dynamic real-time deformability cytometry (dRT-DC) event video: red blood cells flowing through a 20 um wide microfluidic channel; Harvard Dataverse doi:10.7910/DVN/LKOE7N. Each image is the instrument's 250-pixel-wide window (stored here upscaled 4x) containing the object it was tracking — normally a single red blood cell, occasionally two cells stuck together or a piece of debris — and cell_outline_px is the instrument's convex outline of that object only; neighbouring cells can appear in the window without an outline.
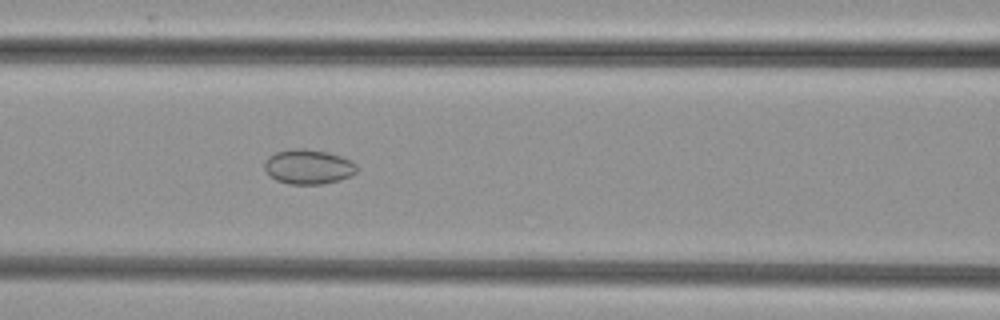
{"species": "common noctule bat (a hibernating species)", "species_latin": "Nyctalus noctula", "temperature_condition": "cold", "stored_images_in_passage": 53, "camera_frame_rate_fps": 3000, "um_per_image_px": 0.085, "animal": {"sex": "female", "body_mass_g": 29.2, "forearm_length_mm": 56.3}, "frame": {"image": 1, "passage_image": 23, "time_ms": 7.333, "image_size_px": [1000, 320], "cell_outline_px": [[356, 172], [352, 176], [340, 180], [320, 184], [288, 184], [276, 180], [264, 168], [264, 164], [268, 156], [276, 152], [296, 148], [300, 148], [328, 152], [352, 160], [356, 164]], "centroid_in_image_um": [26.23, 14.18], "position_along_channel_um": 140.4, "area_um2": 18.61}}
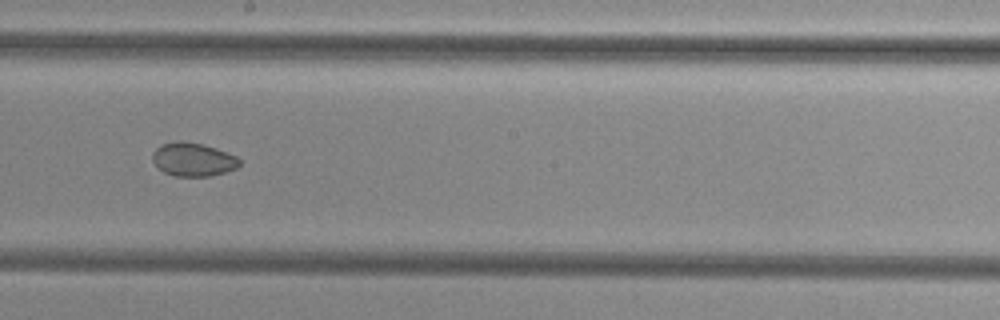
{"frame": {"image": 2, "passage_image": 30, "time_ms": 9.667, "image_size_px": [1000, 320], "cell_outline_px": [[240, 164], [236, 168], [224, 172], [208, 176], [176, 176], [164, 172], [152, 160], [152, 152], [160, 144], [180, 140], [184, 140], [216, 148], [236, 156], [240, 160]], "centroid_in_image_um": [16.39, 13.54], "position_along_channel_um": 231.8, "area_um2": 16.88}}
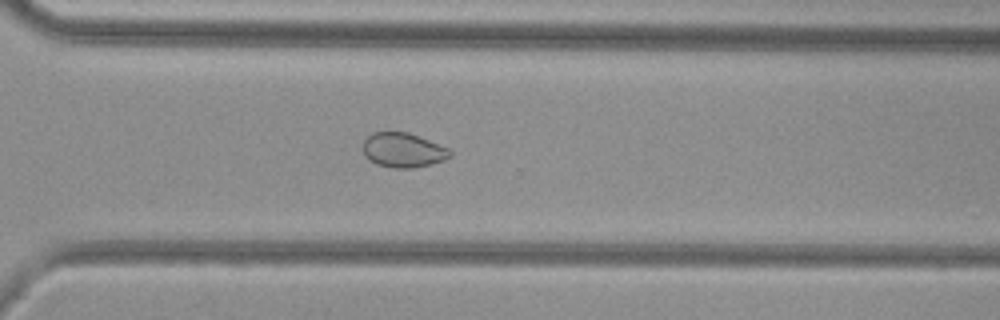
{"frame": {"image": 3, "passage_image": 38, "time_ms": 12.333, "image_size_px": [1000, 320], "cell_outline_px": [[452, 156], [444, 160], [432, 164], [412, 168], [392, 168], [376, 164], [364, 156], [364, 140], [372, 132], [408, 132], [448, 148], [452, 152]], "centroid_in_image_um": [34.27, 12.77], "position_along_channel_um": 336.3, "area_um2": 17.51}}